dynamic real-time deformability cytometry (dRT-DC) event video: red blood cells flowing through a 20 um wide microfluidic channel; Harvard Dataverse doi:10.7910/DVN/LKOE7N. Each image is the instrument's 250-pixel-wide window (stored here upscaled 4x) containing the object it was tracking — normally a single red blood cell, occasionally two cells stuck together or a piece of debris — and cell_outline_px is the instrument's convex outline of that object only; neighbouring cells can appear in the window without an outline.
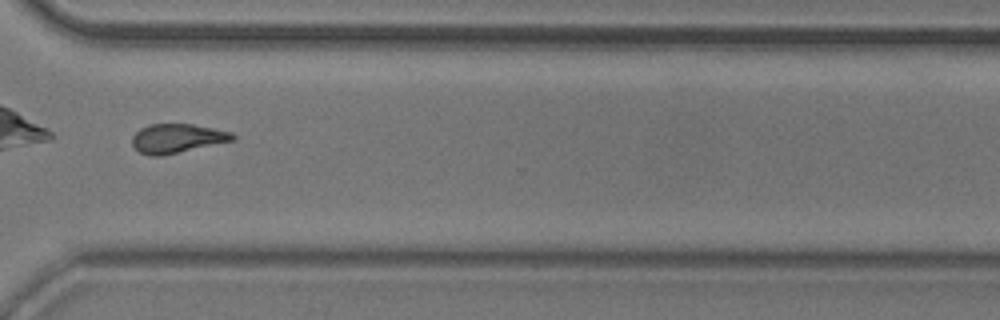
{"species": "common noctule bat (a hibernating species)", "species_latin": "Nyctalus noctula", "temperature_condition": "room temperature", "stored_images_in_passage": 34, "camera_frame_rate_fps": 3000, "um_per_image_px": 0.085, "animal": {"sex": "male", "body_mass_g": 20.5, "forearm_length_mm": 52.5}, "frame": {"image": 1, "passage_image": 25, "time_ms": 8.0, "image_size_px": [1000, 320], "cell_outline_px": [[236, 140], [164, 156], [148, 156], [140, 152], [132, 144], [132, 136], [140, 128], [152, 124], [192, 124], [232, 132], [236, 136]], "centroid_in_image_um": [15.08, 11.78], "position_along_channel_um": 355.5, "area_um2": 17.22}}